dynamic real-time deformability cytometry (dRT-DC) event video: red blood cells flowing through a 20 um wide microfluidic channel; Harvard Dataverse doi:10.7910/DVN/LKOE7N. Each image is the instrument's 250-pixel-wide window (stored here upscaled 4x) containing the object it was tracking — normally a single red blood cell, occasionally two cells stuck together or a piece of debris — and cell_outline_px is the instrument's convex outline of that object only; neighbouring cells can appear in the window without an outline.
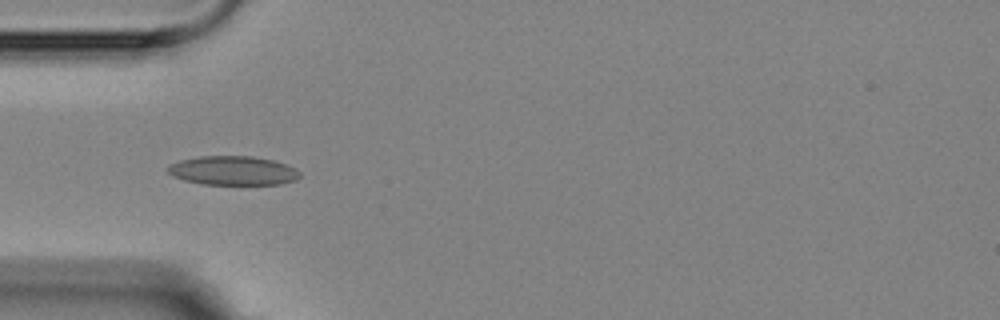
{"species": "Egyptian fruit bat (a non-hibernating species)", "species_latin": "Rousettus aegyptiacus", "temperature_condition": "room temperature", "stored_images_in_passage": 4, "camera_frame_rate_fps": 3000, "um_per_image_px": 0.085, "animal": {"sex": "female"}, "frame": {"image": 1, "passage_image": 3, "time_ms": 3.333, "image_size_px": [1000, 320], "cell_outline_px": [[300, 176], [296, 180], [280, 184], [200, 184], [184, 180], [172, 176], [164, 168], [168, 164], [180, 160], [200, 156], [252, 156], [272, 160], [296, 168], [300, 172]], "centroid_in_image_um": [19.76, 14.5], "position_along_channel_um": 65.2, "area_um2": 22.48}}
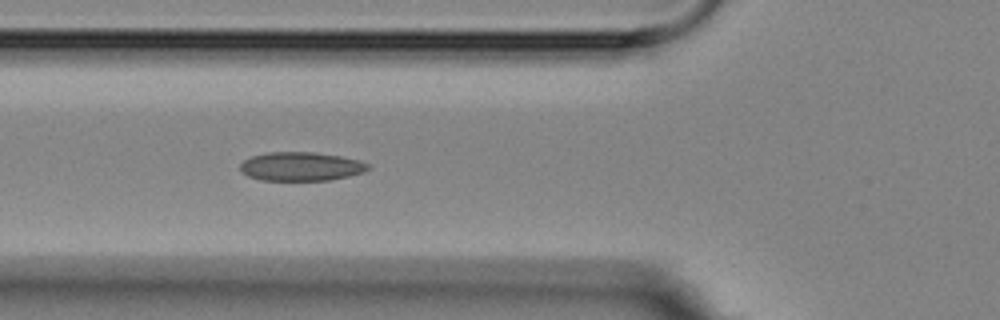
{"frame": {"image": 2, "passage_image": 4, "time_ms": 4.333, "image_size_px": [1000, 320], "cell_outline_px": [[372, 168], [364, 172], [348, 176], [328, 180], [260, 180], [248, 176], [240, 172], [240, 164], [244, 160], [252, 156], [268, 152], [316, 152], [340, 156], [360, 160], [368, 164]], "centroid_in_image_um": [25.58, 14.14], "position_along_channel_um": 100.2, "area_um2": 21.56}}